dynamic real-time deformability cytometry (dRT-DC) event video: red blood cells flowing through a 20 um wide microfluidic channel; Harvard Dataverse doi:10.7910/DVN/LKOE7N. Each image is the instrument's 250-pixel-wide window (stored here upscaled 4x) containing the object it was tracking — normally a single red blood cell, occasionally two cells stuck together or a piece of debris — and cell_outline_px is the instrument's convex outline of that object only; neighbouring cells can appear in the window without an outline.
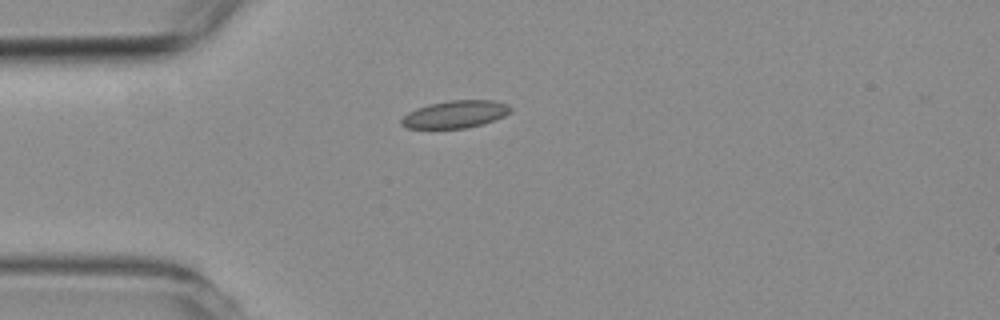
{"species": "common noctule bat (a hibernating species)", "species_latin": "Nyctalus noctula", "temperature_condition": "room temperature", "stored_images_in_passage": 2, "camera_frame_rate_fps": 3000, "um_per_image_px": 0.085, "animal": {"sex": "female", "body_mass_g": 19.3, "forearm_length_mm": 54.1}, "frame": {"image": 1, "passage_image": 1, "time_ms": 0.0, "image_size_px": [1000, 320], "cell_outline_px": [[512, 112], [504, 116], [480, 124], [464, 128], [408, 128], [400, 124], [400, 120], [408, 112], [416, 108], [428, 104], [452, 100], [492, 100], [508, 104], [512, 108]], "centroid_in_image_um": [38.69, 9.7], "position_along_channel_um": 46.3, "area_um2": 17.34}}